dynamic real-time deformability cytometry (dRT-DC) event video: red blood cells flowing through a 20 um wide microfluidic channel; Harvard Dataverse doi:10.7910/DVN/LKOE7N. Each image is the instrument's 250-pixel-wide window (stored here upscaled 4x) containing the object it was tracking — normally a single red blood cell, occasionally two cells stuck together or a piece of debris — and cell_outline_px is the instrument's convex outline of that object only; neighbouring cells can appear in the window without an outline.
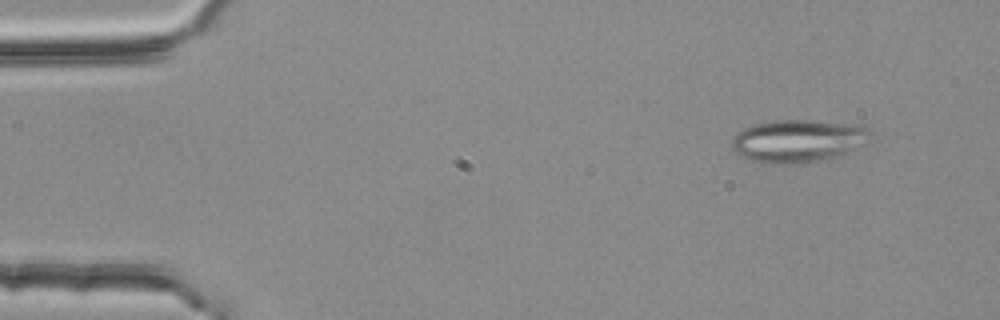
{"species": "common noctule bat (a hibernating species)", "species_latin": "Nyctalus noctula", "temperature_condition": "room temperature", "stored_images_in_passage": 3, "camera_frame_rate_fps": 3000, "um_per_image_px": 0.085, "animal": {"sex": "female", "body_mass_g": 25.1}, "frame": {"image": 1, "passage_image": 1, "time_ms": 0.0, "image_size_px": [1000, 320], "cell_outline_px": [[872, 132], [844, 152], [828, 160], [792, 164], [776, 164], [752, 160], [736, 152], [732, 148], [732, 136], [736, 132], [752, 124], [776, 120], [808, 120], [868, 124], [872, 128]], "centroid_in_image_um": [67.78, 11.94], "position_along_channel_um": 17.2, "area_um2": 34.22}}